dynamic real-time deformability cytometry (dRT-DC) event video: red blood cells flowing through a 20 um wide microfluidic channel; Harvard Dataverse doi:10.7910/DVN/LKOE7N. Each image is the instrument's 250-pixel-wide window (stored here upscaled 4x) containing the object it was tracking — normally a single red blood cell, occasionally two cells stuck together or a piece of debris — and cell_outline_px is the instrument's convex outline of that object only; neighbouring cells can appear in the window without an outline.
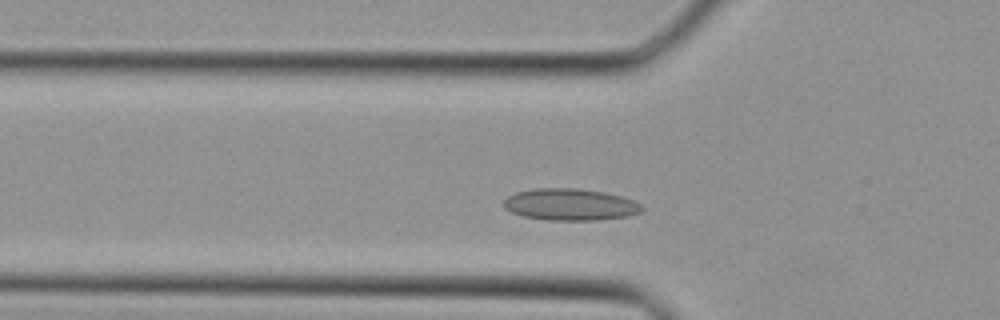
{"species": "Egyptian fruit bat (a non-hibernating species)", "species_latin": "Rousettus aegyptiacus", "temperature_condition": "cold", "stored_images_in_passage": 31, "camera_frame_rate_fps": 3000, "um_per_image_px": 0.085, "animal": {"sex": "female"}, "frame": {"image": 1, "passage_image": 5, "time_ms": 1.333, "image_size_px": [1000, 320], "cell_outline_px": [[644, 208], [640, 212], [628, 216], [596, 220], [548, 220], [524, 216], [512, 212], [504, 208], [504, 200], [508, 196], [516, 192], [536, 188], [576, 188], [604, 192], [620, 196], [632, 200], [640, 204]], "centroid_in_image_um": [48.46, 17.38], "position_along_channel_um": 77.3, "area_um2": 25.43}}
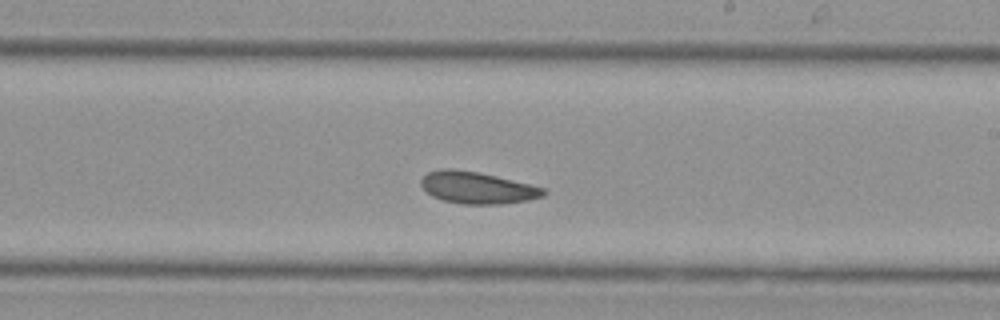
{"frame": {"image": 2, "passage_image": 15, "time_ms": 4.667, "image_size_px": [1000, 320], "cell_outline_px": [[548, 192], [544, 196], [528, 200], [500, 204], [464, 204], [444, 200], [432, 196], [420, 184], [420, 180], [428, 172], [444, 168], [452, 168], [480, 172], [544, 188]], "centroid_in_image_um": [40.57, 15.95], "position_along_channel_um": 248.4, "area_um2": 22.6}}
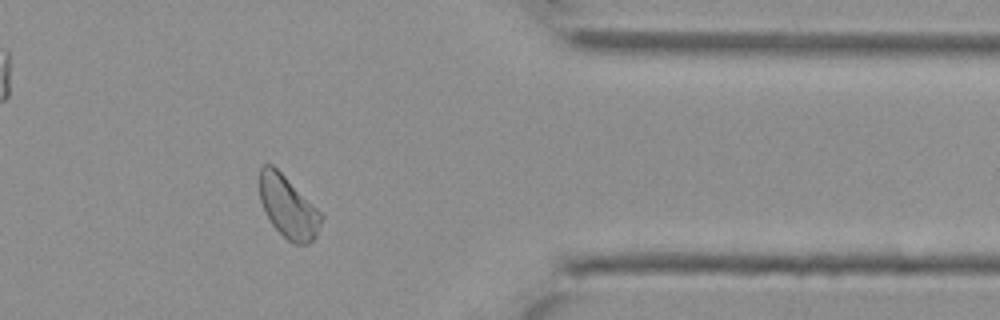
{"frame": {"image": 3, "passage_image": 24, "time_ms": 7.667, "image_size_px": [1000, 320], "cell_outline_px": [[324, 216], [316, 236], [308, 244], [296, 244], [288, 240], [272, 224], [260, 200], [256, 180], [260, 168], [264, 164], [272, 164]], "centroid_in_image_um": [24.44, 17.57], "position_along_channel_um": 387.0, "area_um2": 22.08}}